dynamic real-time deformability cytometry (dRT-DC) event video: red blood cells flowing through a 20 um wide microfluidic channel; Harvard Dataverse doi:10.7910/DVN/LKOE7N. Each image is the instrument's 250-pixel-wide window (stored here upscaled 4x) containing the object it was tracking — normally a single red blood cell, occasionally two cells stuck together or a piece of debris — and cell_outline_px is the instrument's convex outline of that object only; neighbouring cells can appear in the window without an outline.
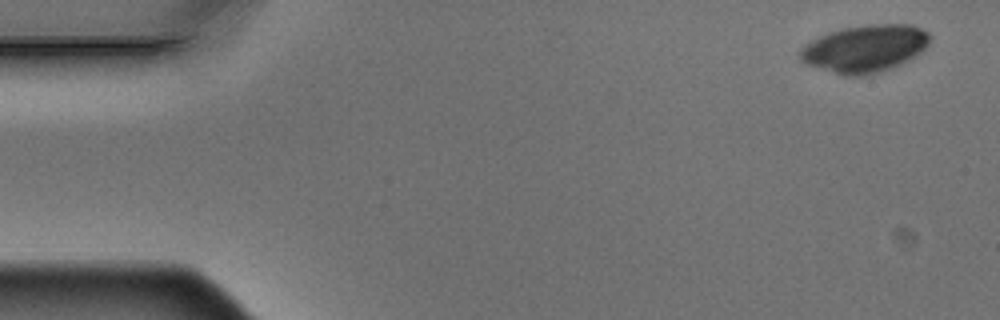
{"species": "Egyptian fruit bat (a non-hibernating species)", "species_latin": "Rousettus aegyptiacus", "temperature_condition": "warm", "stored_images_in_passage": 3, "camera_frame_rate_fps": 3000, "um_per_image_px": 0.085, "animal": {"sex": "male"}, "frame": {"image": 1, "passage_image": 1, "time_ms": 0.0, "image_size_px": [1000, 320], "cell_outline_px": [[932, 36], [928, 44], [916, 56], [900, 64], [880, 72], [864, 76], [844, 76], [808, 64], [800, 60], [800, 48], [804, 44], [828, 32], [840, 28], [868, 24], [912, 24], [928, 32]], "centroid_in_image_um": [73.52, 4.11], "position_along_channel_um": 11.5, "area_um2": 35.95}}